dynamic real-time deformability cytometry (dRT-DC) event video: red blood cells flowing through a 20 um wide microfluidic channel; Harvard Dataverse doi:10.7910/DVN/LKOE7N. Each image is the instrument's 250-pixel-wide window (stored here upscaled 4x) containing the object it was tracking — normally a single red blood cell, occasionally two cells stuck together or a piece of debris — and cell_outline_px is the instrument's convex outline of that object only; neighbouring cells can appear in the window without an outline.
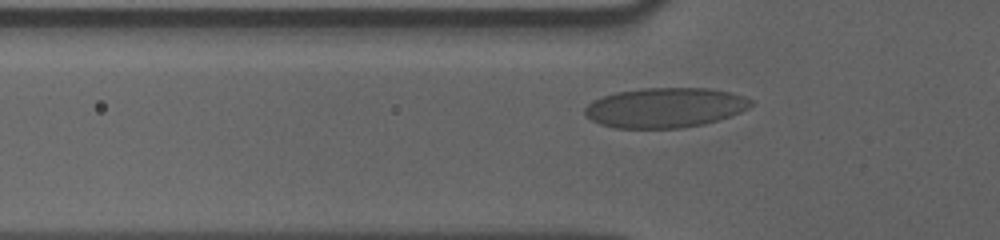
{"species": "human", "species_latin": "Homo sapiens", "temperature_condition": "cold", "stored_images_in_passage": 43, "camera_frame_rate_fps": 3000, "um_per_image_px": 0.085, "donor": {"sex": "male"}, "frame": {"image": 1, "passage_image": 11, "time_ms": 3.333, "image_size_px": [1000, 240], "cell_outline_px": [[752, 104], [748, 108], [740, 112], [704, 124], [680, 128], [616, 128], [600, 124], [584, 116], [584, 108], [592, 100], [616, 92], [640, 88], [708, 88], [728, 92], [744, 96], [752, 100]], "centroid_in_image_um": [56.49, 9.15], "position_along_channel_um": 69.3, "area_um2": 38.55}}
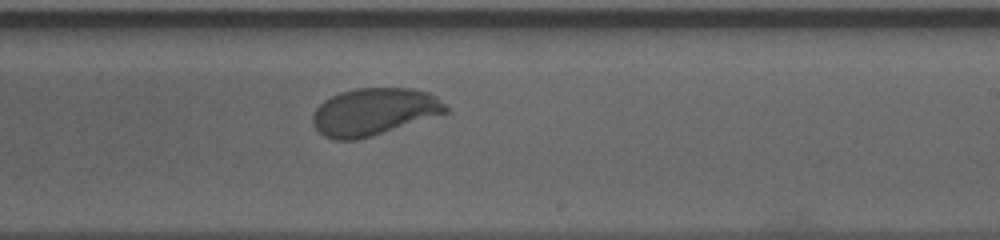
{"frame": {"image": 2, "passage_image": 27, "time_ms": 8.667, "image_size_px": [1000, 240], "cell_outline_px": [[448, 112], [372, 136], [356, 140], [332, 140], [324, 136], [312, 124], [312, 116], [316, 108], [324, 100], [340, 92], [356, 88], [412, 88], [428, 92], [436, 96], [448, 108]], "centroid_in_image_um": [31.76, 9.5], "position_along_channel_um": 257.2, "area_um2": 36.53}}
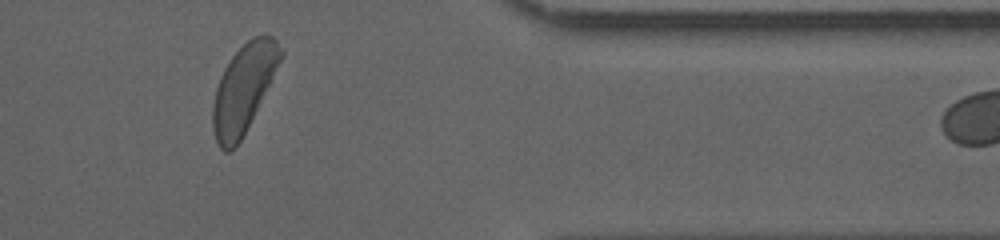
{"frame": {"image": 3, "passage_image": 40, "time_ms": 13.0, "image_size_px": [1000, 240], "cell_outline_px": [[284, 56], [272, 80], [236, 148], [232, 152], [224, 152], [220, 148], [216, 140], [212, 128], [212, 104], [216, 88], [220, 76], [224, 68], [232, 56], [252, 36], [272, 36], [276, 40], [284, 52]], "centroid_in_image_um": [20.7, 7.54], "position_along_channel_um": 390.7, "area_um2": 34.62}}